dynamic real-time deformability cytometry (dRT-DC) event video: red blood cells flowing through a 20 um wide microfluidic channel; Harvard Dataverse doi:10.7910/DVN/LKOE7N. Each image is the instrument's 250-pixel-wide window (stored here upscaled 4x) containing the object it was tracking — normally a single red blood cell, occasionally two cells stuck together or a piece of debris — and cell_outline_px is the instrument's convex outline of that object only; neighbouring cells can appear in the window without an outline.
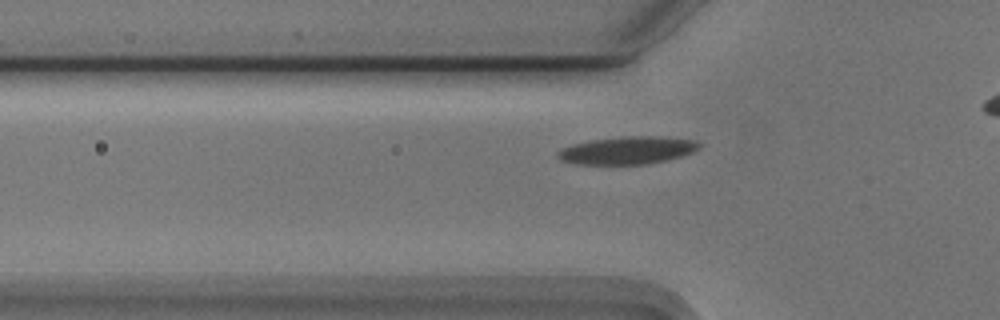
{"species": "Egyptian fruit bat (a non-hibernating species)", "species_latin": "Rousettus aegyptiacus", "temperature_condition": "cold", "stored_images_in_passage": 31, "camera_frame_rate_fps": 3000, "um_per_image_px": 0.085, "animal": {"sex": "male"}, "frame": {"image": 1, "passage_image": 4, "time_ms": 1.0, "image_size_px": [1000, 320], "cell_outline_px": [[700, 148], [692, 152], [680, 156], [648, 164], [576, 164], [560, 160], [556, 156], [556, 152], [560, 148], [572, 144], [592, 140], [620, 136], [656, 136], [696, 140], [700, 144]], "centroid_in_image_um": [53.28, 12.77], "position_along_channel_um": 72.5, "area_um2": 22.83}}
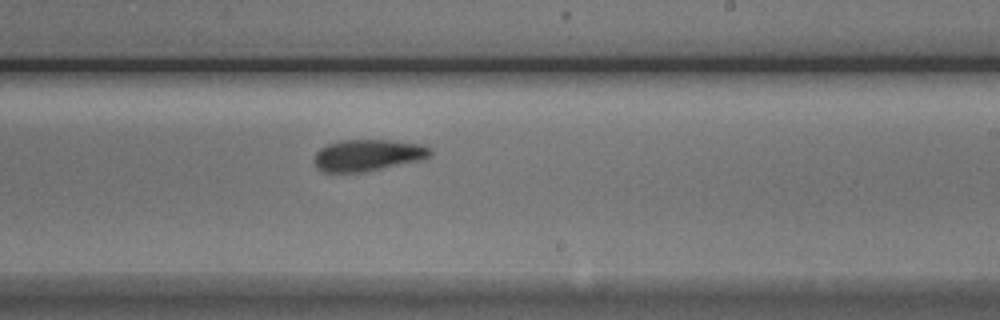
{"frame": {"image": 2, "passage_image": 19, "time_ms": 6.0, "image_size_px": [1000, 320], "cell_outline_px": [[432, 152], [424, 160], [364, 172], [320, 172], [316, 168], [312, 160], [316, 152], [320, 148], [328, 144], [340, 140], [388, 140], [424, 144], [432, 148]], "centroid_in_image_um": [31.26, 13.2], "position_along_channel_um": 257.7, "area_um2": 21.79}}
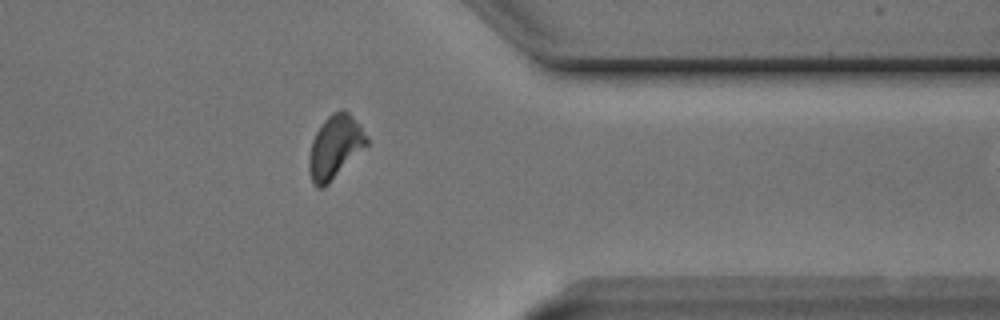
{"frame": {"image": 3, "passage_image": 30, "time_ms": 9.667, "image_size_px": [1000, 320], "cell_outline_px": [[368, 144], [324, 188], [316, 188], [312, 184], [308, 168], [308, 160], [312, 140], [316, 132], [324, 120], [332, 112], [340, 108], [344, 108], [360, 124], [368, 140]], "centroid_in_image_um": [28.45, 12.48], "position_along_channel_um": 382.9, "area_um2": 21.33}}